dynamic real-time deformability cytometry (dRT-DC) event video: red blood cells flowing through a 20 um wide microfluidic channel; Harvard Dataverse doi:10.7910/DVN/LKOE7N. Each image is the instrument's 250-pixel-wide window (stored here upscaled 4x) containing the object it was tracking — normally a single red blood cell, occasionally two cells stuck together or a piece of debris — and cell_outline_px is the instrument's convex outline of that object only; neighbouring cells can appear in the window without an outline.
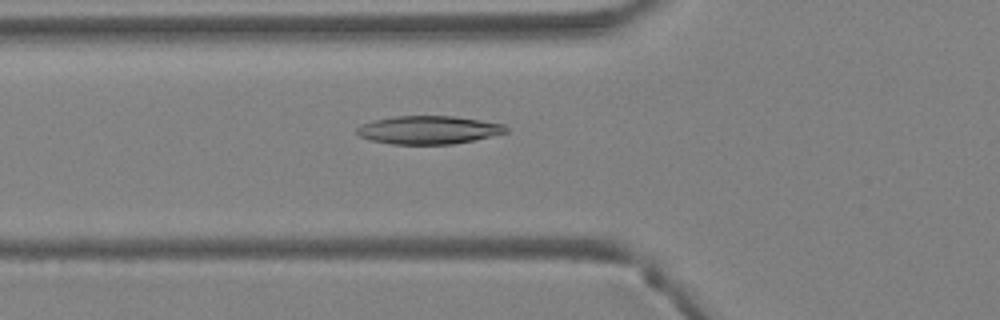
{"species": "Egyptian fruit bat (a non-hibernating species)", "species_latin": "Rousettus aegyptiacus", "temperature_condition": "warm", "stored_images_in_passage": 29, "camera_frame_rate_fps": 3000, "um_per_image_px": 0.085, "animal": {"sex": "female"}, "frame": {"image": 1, "passage_image": 3, "time_ms": 0.667, "image_size_px": [1000, 320], "cell_outline_px": [[508, 132], [472, 140], [452, 144], [392, 144], [372, 140], [360, 136], [356, 132], [356, 128], [364, 124], [376, 120], [396, 116], [452, 116], [480, 120], [504, 124], [508, 128]], "centroid_in_image_um": [36.45, 11.04], "position_along_channel_um": 89.4, "area_um2": 24.16}}
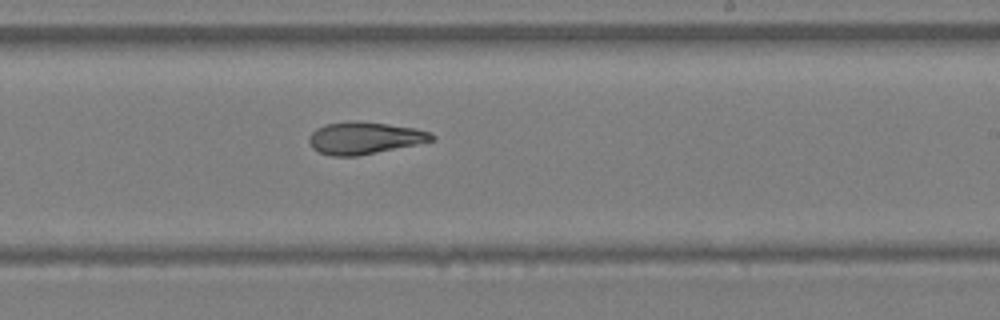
{"frame": {"image": 2, "passage_image": 13, "time_ms": 4.0, "image_size_px": [1000, 320], "cell_outline_px": [[436, 136], [432, 140], [416, 144], [356, 156], [332, 156], [320, 152], [312, 148], [308, 140], [312, 132], [316, 128], [324, 124], [352, 120], [388, 124], [416, 128], [432, 132]], "centroid_in_image_um": [30.96, 11.71], "position_along_channel_um": 258.0, "area_um2": 22.89}}
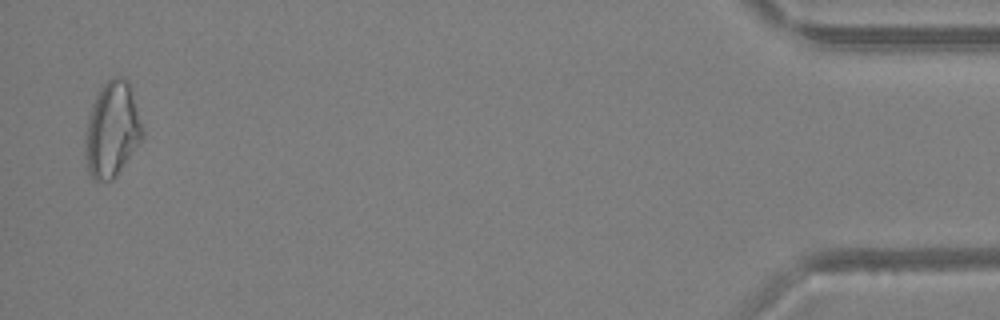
{"frame": {"image": 3, "passage_image": 28, "time_ms": 9.0, "image_size_px": [1000, 320], "cell_outline_px": [[144, 136], [116, 176], [112, 180], [92, 180], [88, 172], [84, 156], [84, 140], [88, 120], [92, 104], [96, 92], [112, 76], [120, 76], [128, 80], [144, 128]], "centroid_in_image_um": [9.51, 11.02], "position_along_channel_um": 425.7, "area_um2": 32.08}}